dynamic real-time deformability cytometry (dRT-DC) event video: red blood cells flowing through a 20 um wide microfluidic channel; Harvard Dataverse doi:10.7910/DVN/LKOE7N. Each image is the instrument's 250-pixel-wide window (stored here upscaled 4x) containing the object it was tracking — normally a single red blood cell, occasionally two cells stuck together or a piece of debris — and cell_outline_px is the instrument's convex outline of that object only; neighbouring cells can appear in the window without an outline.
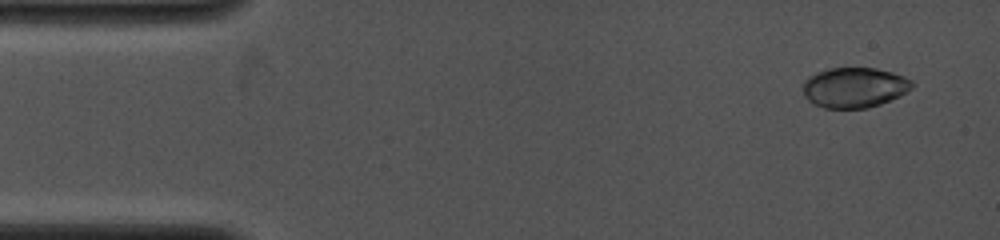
{"species": "common noctule bat (a hibernating species)", "species_latin": "Nyctalus noctula", "temperature_condition": "cold", "stored_images_in_passage": 4, "camera_frame_rate_fps": 4000, "um_per_image_px": 0.085, "animal": {"sex": "female", "body_mass_g": 19.0, "forearm_length_mm": 53.3}, "frame": {"image": 1, "passage_image": 1, "time_ms": 0.0, "image_size_px": [1000, 240], "cell_outline_px": [[912, 88], [900, 96], [880, 104], [868, 108], [824, 108], [808, 100], [804, 96], [804, 80], [808, 76], [816, 72], [828, 68], [876, 68], [892, 72], [904, 76], [912, 80]], "centroid_in_image_um": [72.62, 7.43], "position_along_channel_um": 12.4, "area_um2": 25.61}}